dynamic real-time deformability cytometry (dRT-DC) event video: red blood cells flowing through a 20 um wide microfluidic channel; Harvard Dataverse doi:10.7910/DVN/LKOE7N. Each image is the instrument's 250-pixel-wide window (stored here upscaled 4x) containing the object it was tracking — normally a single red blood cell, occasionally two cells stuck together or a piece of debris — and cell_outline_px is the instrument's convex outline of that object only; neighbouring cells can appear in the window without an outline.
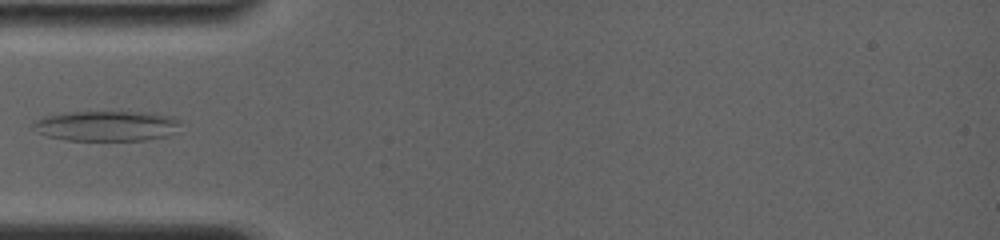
{"species": "common noctule bat (a hibernating species)", "species_latin": "Nyctalus noctula", "temperature_condition": "room temperature", "stored_images_in_passage": 8, "camera_frame_rate_fps": 4000, "um_per_image_px": 0.085, "animal": {"sex": "female", "body_mass_g": 19.0, "forearm_length_mm": 56.7}, "frame": {"image": 1, "passage_image": 6, "time_ms": 3.5, "image_size_px": [1000, 240], "cell_outline_px": [[180, 124], [164, 136], [144, 140], [64, 140], [44, 136], [32, 128], [32, 124], [36, 120], [44, 116], [64, 112], [120, 108], [172, 116], [180, 120]], "centroid_in_image_um": [8.98, 10.64], "position_along_channel_um": 76.0, "area_um2": 27.05}}
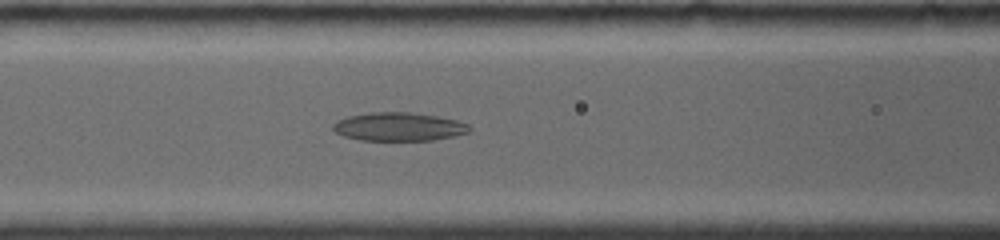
{"frame": {"image": 2, "passage_image": 8, "time_ms": 5.0, "image_size_px": [1000, 240], "cell_outline_px": [[472, 128], [468, 132], [452, 136], [432, 140], [360, 140], [344, 136], [336, 132], [332, 128], [332, 124], [336, 120], [348, 116], [368, 112], [412, 112], [436, 116], [456, 120], [468, 124]], "centroid_in_image_um": [33.86, 10.76], "position_along_channel_um": 132.7, "area_um2": 22.6}}